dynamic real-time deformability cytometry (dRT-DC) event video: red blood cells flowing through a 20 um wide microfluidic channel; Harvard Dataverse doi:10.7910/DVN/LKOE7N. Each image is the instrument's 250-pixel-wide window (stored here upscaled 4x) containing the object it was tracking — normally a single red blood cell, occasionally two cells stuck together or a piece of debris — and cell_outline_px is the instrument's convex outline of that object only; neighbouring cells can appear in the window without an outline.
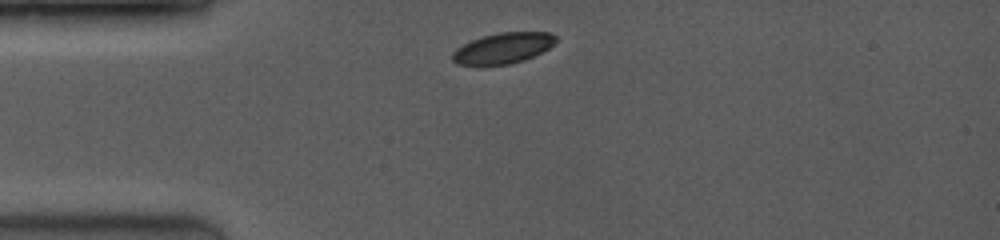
{"species": "common noctule bat (a hibernating species)", "species_latin": "Nyctalus noctula", "temperature_condition": "room temperature", "stored_images_in_passage": 2, "camera_frame_rate_fps": 3500, "um_per_image_px": 0.085, "animal": {"sex": "female", "body_mass_g": 19.0, "forearm_length_mm": 53.3}, "frame": {"image": 1, "passage_image": 1, "time_ms": 0.0, "image_size_px": [1000, 240], "cell_outline_px": [[556, 40], [548, 48], [524, 60], [508, 64], [480, 68], [456, 64], [452, 60], [452, 52], [456, 48], [472, 40], [484, 36], [500, 32], [548, 32], [556, 36]], "centroid_in_image_um": [42.67, 4.14], "position_along_channel_um": 42.3, "area_um2": 18.84}}